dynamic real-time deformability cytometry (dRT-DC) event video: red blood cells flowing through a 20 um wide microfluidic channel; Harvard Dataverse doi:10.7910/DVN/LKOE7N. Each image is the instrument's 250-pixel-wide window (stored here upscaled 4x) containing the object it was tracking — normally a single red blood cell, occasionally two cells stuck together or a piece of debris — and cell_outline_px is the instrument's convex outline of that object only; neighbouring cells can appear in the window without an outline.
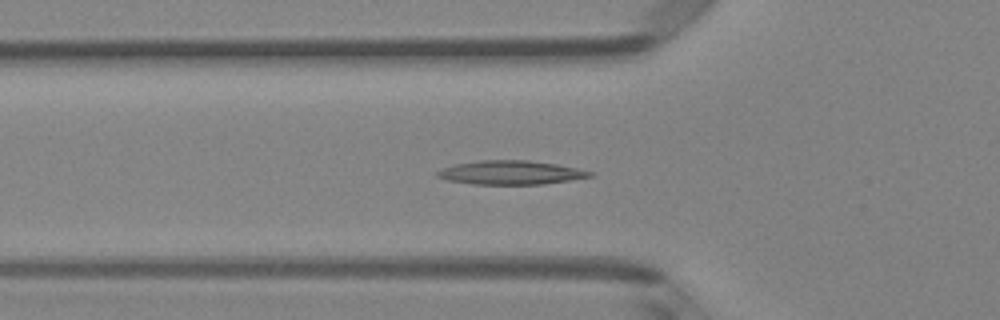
{"species": "Egyptian fruit bat (a non-hibernating species)", "species_latin": "Rousettus aegyptiacus", "temperature_condition": "room temperature", "stored_images_in_passage": 49, "camera_frame_rate_fps": 3000, "um_per_image_px": 0.085, "animal": {"sex": "female"}, "frame": {"image": 1, "passage_image": 16, "time_ms": 5.0, "image_size_px": [1000, 320], "cell_outline_px": [[596, 176], [544, 184], [472, 184], [448, 180], [436, 176], [436, 172], [452, 164], [480, 160], [528, 160], [556, 164], [596, 172]], "centroid_in_image_um": [43.45, 14.66], "position_along_channel_um": 82.4, "area_um2": 21.33}}
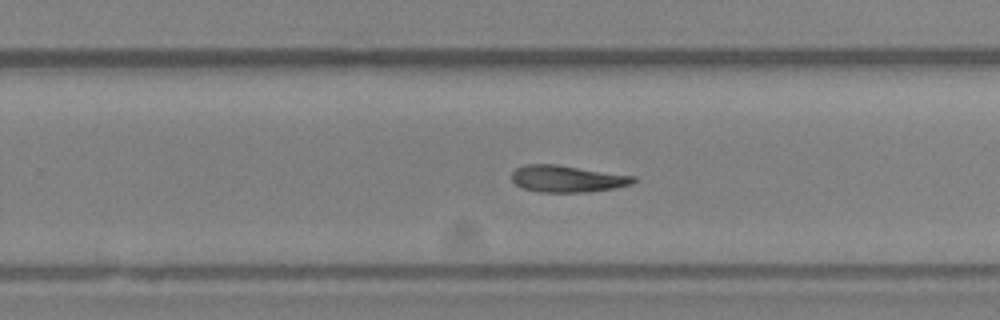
{"frame": {"image": 2, "passage_image": 31, "time_ms": 10.0, "image_size_px": [1000, 320], "cell_outline_px": [[636, 180], [632, 184], [616, 188], [584, 192], [540, 192], [520, 188], [512, 180], [512, 172], [516, 168], [524, 164], [556, 164], [636, 176]], "centroid_in_image_um": [48.2, 15.19], "position_along_channel_um": 281.6, "area_um2": 19.13}}
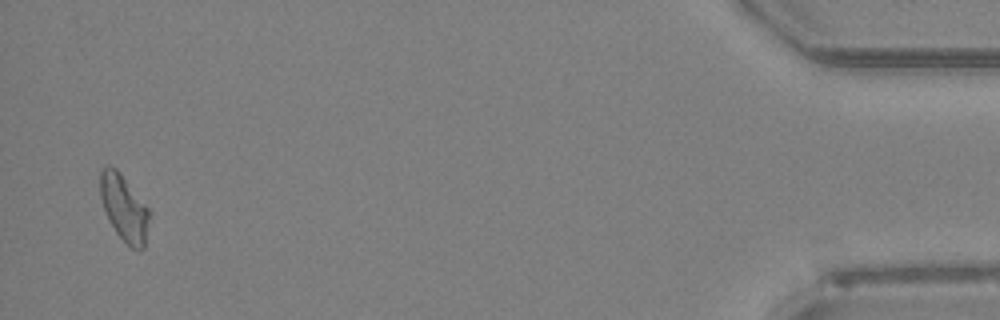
{"frame": {"image": 3, "passage_image": 48, "time_ms": 15.667, "image_size_px": [1000, 320], "cell_outline_px": [[152, 212], [144, 248], [132, 248], [116, 232], [104, 208], [100, 196], [100, 172], [104, 168], [116, 168], [120, 172]], "centroid_in_image_um": [10.59, 17.68], "position_along_channel_um": 424.6, "area_um2": 18.67}}